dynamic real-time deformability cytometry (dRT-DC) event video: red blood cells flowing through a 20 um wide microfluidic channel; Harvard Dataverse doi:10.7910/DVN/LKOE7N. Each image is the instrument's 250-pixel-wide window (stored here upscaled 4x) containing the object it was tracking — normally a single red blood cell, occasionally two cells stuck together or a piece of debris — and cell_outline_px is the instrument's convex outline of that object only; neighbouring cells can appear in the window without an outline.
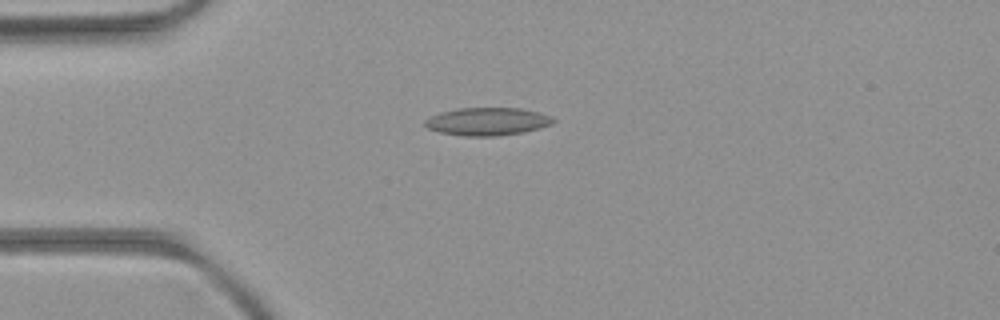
{"species": "common noctule bat (a hibernating species)", "species_latin": "Nyctalus noctula", "temperature_condition": "room temperature", "stored_images_in_passage": 7, "camera_frame_rate_fps": 3000, "um_per_image_px": 0.085, "animal": {"sex": "female", "body_mass_g": 21.9}, "frame": {"image": 1, "passage_image": 4, "time_ms": 3.333, "image_size_px": [1000, 320], "cell_outline_px": [[556, 120], [552, 124], [540, 128], [524, 132], [496, 136], [464, 136], [440, 132], [428, 128], [424, 124], [424, 120], [440, 112], [456, 108], [520, 108], [540, 112], [552, 116]], "centroid_in_image_um": [41.46, 10.32], "position_along_channel_um": 43.5, "area_um2": 20.92}}
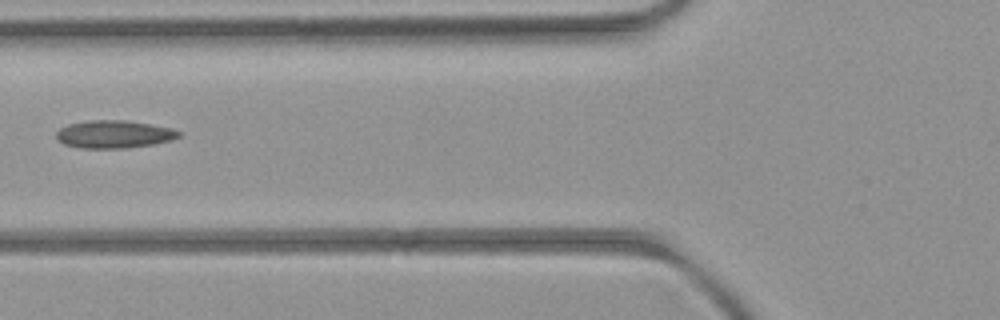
{"frame": {"image": 2, "passage_image": 6, "time_ms": 5.667, "image_size_px": [1000, 320], "cell_outline_px": [[180, 136], [172, 140], [152, 144], [124, 148], [80, 148], [64, 144], [56, 136], [56, 132], [60, 128], [68, 124], [88, 120], [128, 120], [172, 128], [180, 132]], "centroid_in_image_um": [9.69, 11.4], "position_along_channel_um": 116.1, "area_um2": 19.77}}
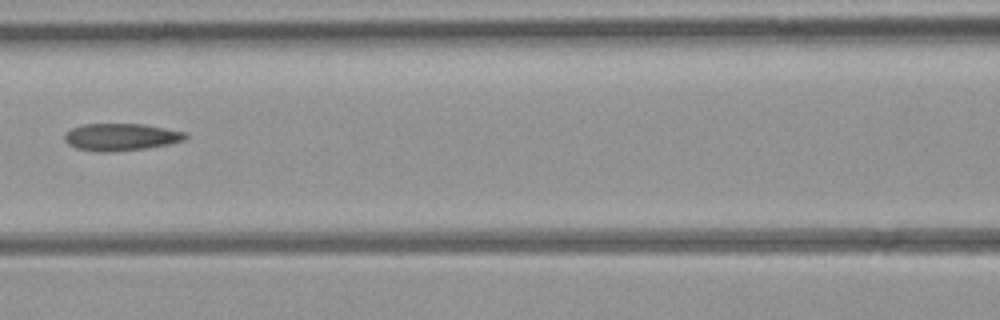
{"frame": {"image": 3, "passage_image": 7, "time_ms": 6.667, "image_size_px": [1000, 320], "cell_outline_px": [[188, 136], [184, 140], [168, 144], [144, 148], [108, 152], [96, 152], [76, 148], [68, 144], [64, 140], [64, 132], [72, 128], [84, 124], [144, 124], [184, 132]], "centroid_in_image_um": [10.22, 11.64], "position_along_channel_um": 156.4, "area_um2": 19.07}}